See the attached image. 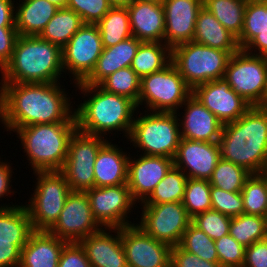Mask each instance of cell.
<instances>
[{
  "mask_svg": "<svg viewBox=\"0 0 267 267\" xmlns=\"http://www.w3.org/2000/svg\"><path fill=\"white\" fill-rule=\"evenodd\" d=\"M0 84V120L7 131L34 124L77 123L59 82Z\"/></svg>",
  "mask_w": 267,
  "mask_h": 267,
  "instance_id": "6da1fadb",
  "label": "cell"
},
{
  "mask_svg": "<svg viewBox=\"0 0 267 267\" xmlns=\"http://www.w3.org/2000/svg\"><path fill=\"white\" fill-rule=\"evenodd\" d=\"M218 143L223 160L261 174L267 165V107L252 106L236 121L223 124Z\"/></svg>",
  "mask_w": 267,
  "mask_h": 267,
  "instance_id": "7a4b0ae2",
  "label": "cell"
},
{
  "mask_svg": "<svg viewBox=\"0 0 267 267\" xmlns=\"http://www.w3.org/2000/svg\"><path fill=\"white\" fill-rule=\"evenodd\" d=\"M76 85L85 96L92 94L74 110L77 130L101 137L110 131H125L128 138L135 118L133 114L138 109L136 103L128 97L107 92L99 85L82 82Z\"/></svg>",
  "mask_w": 267,
  "mask_h": 267,
  "instance_id": "3957f363",
  "label": "cell"
},
{
  "mask_svg": "<svg viewBox=\"0 0 267 267\" xmlns=\"http://www.w3.org/2000/svg\"><path fill=\"white\" fill-rule=\"evenodd\" d=\"M63 70L62 48L39 36H18L1 83H55ZM60 75V76H59Z\"/></svg>",
  "mask_w": 267,
  "mask_h": 267,
  "instance_id": "277c9868",
  "label": "cell"
},
{
  "mask_svg": "<svg viewBox=\"0 0 267 267\" xmlns=\"http://www.w3.org/2000/svg\"><path fill=\"white\" fill-rule=\"evenodd\" d=\"M77 123L34 124L18 128L26 156L34 172L61 171L68 153V143Z\"/></svg>",
  "mask_w": 267,
  "mask_h": 267,
  "instance_id": "5b68a950",
  "label": "cell"
},
{
  "mask_svg": "<svg viewBox=\"0 0 267 267\" xmlns=\"http://www.w3.org/2000/svg\"><path fill=\"white\" fill-rule=\"evenodd\" d=\"M177 113L152 112L134 118L128 139L139 147L143 155L174 159L180 143Z\"/></svg>",
  "mask_w": 267,
  "mask_h": 267,
  "instance_id": "8992f818",
  "label": "cell"
},
{
  "mask_svg": "<svg viewBox=\"0 0 267 267\" xmlns=\"http://www.w3.org/2000/svg\"><path fill=\"white\" fill-rule=\"evenodd\" d=\"M231 54L194 41L172 48V60L179 74L193 90L196 86L223 78Z\"/></svg>",
  "mask_w": 267,
  "mask_h": 267,
  "instance_id": "52a82bcc",
  "label": "cell"
},
{
  "mask_svg": "<svg viewBox=\"0 0 267 267\" xmlns=\"http://www.w3.org/2000/svg\"><path fill=\"white\" fill-rule=\"evenodd\" d=\"M37 185L29 204L24 205L30 215L34 231H48L58 219L71 192L61 171H38Z\"/></svg>",
  "mask_w": 267,
  "mask_h": 267,
  "instance_id": "ba28073f",
  "label": "cell"
},
{
  "mask_svg": "<svg viewBox=\"0 0 267 267\" xmlns=\"http://www.w3.org/2000/svg\"><path fill=\"white\" fill-rule=\"evenodd\" d=\"M192 95V89L171 62L163 70L143 76L137 105L145 103L151 112L177 113Z\"/></svg>",
  "mask_w": 267,
  "mask_h": 267,
  "instance_id": "9c48e42d",
  "label": "cell"
},
{
  "mask_svg": "<svg viewBox=\"0 0 267 267\" xmlns=\"http://www.w3.org/2000/svg\"><path fill=\"white\" fill-rule=\"evenodd\" d=\"M223 78L251 106H261L267 87V56L240 49L229 58Z\"/></svg>",
  "mask_w": 267,
  "mask_h": 267,
  "instance_id": "30bf717a",
  "label": "cell"
},
{
  "mask_svg": "<svg viewBox=\"0 0 267 267\" xmlns=\"http://www.w3.org/2000/svg\"><path fill=\"white\" fill-rule=\"evenodd\" d=\"M108 140L78 130L71 136L68 153L61 172L71 191L85 192L94 187V164L100 148Z\"/></svg>",
  "mask_w": 267,
  "mask_h": 267,
  "instance_id": "8fae6325",
  "label": "cell"
},
{
  "mask_svg": "<svg viewBox=\"0 0 267 267\" xmlns=\"http://www.w3.org/2000/svg\"><path fill=\"white\" fill-rule=\"evenodd\" d=\"M142 207L141 221L136 225L170 247L179 245L184 231L192 221L183 203L144 204Z\"/></svg>",
  "mask_w": 267,
  "mask_h": 267,
  "instance_id": "7c38bea8",
  "label": "cell"
},
{
  "mask_svg": "<svg viewBox=\"0 0 267 267\" xmlns=\"http://www.w3.org/2000/svg\"><path fill=\"white\" fill-rule=\"evenodd\" d=\"M103 50L96 24H83L62 48L63 70L73 75L74 83L83 82L94 70Z\"/></svg>",
  "mask_w": 267,
  "mask_h": 267,
  "instance_id": "4fadbf2b",
  "label": "cell"
},
{
  "mask_svg": "<svg viewBox=\"0 0 267 267\" xmlns=\"http://www.w3.org/2000/svg\"><path fill=\"white\" fill-rule=\"evenodd\" d=\"M93 217L104 228H122L133 225L127 214L136 204L127 184L93 187L85 191Z\"/></svg>",
  "mask_w": 267,
  "mask_h": 267,
  "instance_id": "5bb4252c",
  "label": "cell"
},
{
  "mask_svg": "<svg viewBox=\"0 0 267 267\" xmlns=\"http://www.w3.org/2000/svg\"><path fill=\"white\" fill-rule=\"evenodd\" d=\"M86 192L71 191L55 224L48 230L67 242H79L100 231Z\"/></svg>",
  "mask_w": 267,
  "mask_h": 267,
  "instance_id": "9a60e30c",
  "label": "cell"
},
{
  "mask_svg": "<svg viewBox=\"0 0 267 267\" xmlns=\"http://www.w3.org/2000/svg\"><path fill=\"white\" fill-rule=\"evenodd\" d=\"M128 267H170L171 247L146 234L138 225L120 228Z\"/></svg>",
  "mask_w": 267,
  "mask_h": 267,
  "instance_id": "2e32d148",
  "label": "cell"
},
{
  "mask_svg": "<svg viewBox=\"0 0 267 267\" xmlns=\"http://www.w3.org/2000/svg\"><path fill=\"white\" fill-rule=\"evenodd\" d=\"M192 95L222 124L236 121L252 107L233 91L224 78L196 86Z\"/></svg>",
  "mask_w": 267,
  "mask_h": 267,
  "instance_id": "e0dca14e",
  "label": "cell"
},
{
  "mask_svg": "<svg viewBox=\"0 0 267 267\" xmlns=\"http://www.w3.org/2000/svg\"><path fill=\"white\" fill-rule=\"evenodd\" d=\"M220 159L218 142L181 138L173 161L174 166L186 174L187 178L209 180Z\"/></svg>",
  "mask_w": 267,
  "mask_h": 267,
  "instance_id": "ac0fdd59",
  "label": "cell"
},
{
  "mask_svg": "<svg viewBox=\"0 0 267 267\" xmlns=\"http://www.w3.org/2000/svg\"><path fill=\"white\" fill-rule=\"evenodd\" d=\"M173 166V159L164 156L141 155L133 160L129 157L127 185L133 199L144 202Z\"/></svg>",
  "mask_w": 267,
  "mask_h": 267,
  "instance_id": "d6986e66",
  "label": "cell"
},
{
  "mask_svg": "<svg viewBox=\"0 0 267 267\" xmlns=\"http://www.w3.org/2000/svg\"><path fill=\"white\" fill-rule=\"evenodd\" d=\"M165 16L164 42L171 49L194 38L197 15L203 0H162Z\"/></svg>",
  "mask_w": 267,
  "mask_h": 267,
  "instance_id": "ffe728a7",
  "label": "cell"
},
{
  "mask_svg": "<svg viewBox=\"0 0 267 267\" xmlns=\"http://www.w3.org/2000/svg\"><path fill=\"white\" fill-rule=\"evenodd\" d=\"M127 9L132 36L141 42H163L165 16L162 2L133 0Z\"/></svg>",
  "mask_w": 267,
  "mask_h": 267,
  "instance_id": "44dd1931",
  "label": "cell"
},
{
  "mask_svg": "<svg viewBox=\"0 0 267 267\" xmlns=\"http://www.w3.org/2000/svg\"><path fill=\"white\" fill-rule=\"evenodd\" d=\"M185 114L179 122L181 138L203 141L218 142L222 133L223 124L201 102L191 95L184 103ZM182 125V126H181Z\"/></svg>",
  "mask_w": 267,
  "mask_h": 267,
  "instance_id": "7402d4cb",
  "label": "cell"
},
{
  "mask_svg": "<svg viewBox=\"0 0 267 267\" xmlns=\"http://www.w3.org/2000/svg\"><path fill=\"white\" fill-rule=\"evenodd\" d=\"M106 230L101 229L79 241L91 267H128L120 228H108L117 232L113 236Z\"/></svg>",
  "mask_w": 267,
  "mask_h": 267,
  "instance_id": "603a6c76",
  "label": "cell"
},
{
  "mask_svg": "<svg viewBox=\"0 0 267 267\" xmlns=\"http://www.w3.org/2000/svg\"><path fill=\"white\" fill-rule=\"evenodd\" d=\"M237 41L240 49L245 52L267 56V0L247 1L243 28ZM254 48L256 54L253 52Z\"/></svg>",
  "mask_w": 267,
  "mask_h": 267,
  "instance_id": "cb8c5ba5",
  "label": "cell"
},
{
  "mask_svg": "<svg viewBox=\"0 0 267 267\" xmlns=\"http://www.w3.org/2000/svg\"><path fill=\"white\" fill-rule=\"evenodd\" d=\"M66 243L48 231H33L21 249L19 267H58Z\"/></svg>",
  "mask_w": 267,
  "mask_h": 267,
  "instance_id": "d4e9b609",
  "label": "cell"
},
{
  "mask_svg": "<svg viewBox=\"0 0 267 267\" xmlns=\"http://www.w3.org/2000/svg\"><path fill=\"white\" fill-rule=\"evenodd\" d=\"M140 43L141 41L131 36L116 45L103 48L94 70L82 83L99 85L117 70L130 67Z\"/></svg>",
  "mask_w": 267,
  "mask_h": 267,
  "instance_id": "484cf974",
  "label": "cell"
},
{
  "mask_svg": "<svg viewBox=\"0 0 267 267\" xmlns=\"http://www.w3.org/2000/svg\"><path fill=\"white\" fill-rule=\"evenodd\" d=\"M117 147L107 141L100 148L94 164V187L127 184L129 157Z\"/></svg>",
  "mask_w": 267,
  "mask_h": 267,
  "instance_id": "4316f807",
  "label": "cell"
},
{
  "mask_svg": "<svg viewBox=\"0 0 267 267\" xmlns=\"http://www.w3.org/2000/svg\"><path fill=\"white\" fill-rule=\"evenodd\" d=\"M192 41L228 51L231 55L240 50L237 38L204 7L198 12Z\"/></svg>",
  "mask_w": 267,
  "mask_h": 267,
  "instance_id": "83f0119b",
  "label": "cell"
},
{
  "mask_svg": "<svg viewBox=\"0 0 267 267\" xmlns=\"http://www.w3.org/2000/svg\"><path fill=\"white\" fill-rule=\"evenodd\" d=\"M15 9V28L20 36H39L58 7L47 0H23Z\"/></svg>",
  "mask_w": 267,
  "mask_h": 267,
  "instance_id": "f1b7e54d",
  "label": "cell"
},
{
  "mask_svg": "<svg viewBox=\"0 0 267 267\" xmlns=\"http://www.w3.org/2000/svg\"><path fill=\"white\" fill-rule=\"evenodd\" d=\"M33 231L30 215L25 206H0L1 241H12L21 250Z\"/></svg>",
  "mask_w": 267,
  "mask_h": 267,
  "instance_id": "f546056e",
  "label": "cell"
},
{
  "mask_svg": "<svg viewBox=\"0 0 267 267\" xmlns=\"http://www.w3.org/2000/svg\"><path fill=\"white\" fill-rule=\"evenodd\" d=\"M172 49L161 42H141L131 68L140 77L163 70L171 63Z\"/></svg>",
  "mask_w": 267,
  "mask_h": 267,
  "instance_id": "4dcf8cb0",
  "label": "cell"
},
{
  "mask_svg": "<svg viewBox=\"0 0 267 267\" xmlns=\"http://www.w3.org/2000/svg\"><path fill=\"white\" fill-rule=\"evenodd\" d=\"M83 24L81 17L72 9L59 8L39 37L63 48Z\"/></svg>",
  "mask_w": 267,
  "mask_h": 267,
  "instance_id": "1f68e13d",
  "label": "cell"
},
{
  "mask_svg": "<svg viewBox=\"0 0 267 267\" xmlns=\"http://www.w3.org/2000/svg\"><path fill=\"white\" fill-rule=\"evenodd\" d=\"M96 25L103 48L116 45L132 36L127 7H112Z\"/></svg>",
  "mask_w": 267,
  "mask_h": 267,
  "instance_id": "d6a6232c",
  "label": "cell"
},
{
  "mask_svg": "<svg viewBox=\"0 0 267 267\" xmlns=\"http://www.w3.org/2000/svg\"><path fill=\"white\" fill-rule=\"evenodd\" d=\"M248 0H203V7L237 39L241 35Z\"/></svg>",
  "mask_w": 267,
  "mask_h": 267,
  "instance_id": "836d02e7",
  "label": "cell"
},
{
  "mask_svg": "<svg viewBox=\"0 0 267 267\" xmlns=\"http://www.w3.org/2000/svg\"><path fill=\"white\" fill-rule=\"evenodd\" d=\"M229 234L245 248L249 247L267 238V217L247 214L231 217Z\"/></svg>",
  "mask_w": 267,
  "mask_h": 267,
  "instance_id": "e575fe53",
  "label": "cell"
},
{
  "mask_svg": "<svg viewBox=\"0 0 267 267\" xmlns=\"http://www.w3.org/2000/svg\"><path fill=\"white\" fill-rule=\"evenodd\" d=\"M187 180L188 178L186 174L179 168L173 166L156 185L150 196L141 204L182 202Z\"/></svg>",
  "mask_w": 267,
  "mask_h": 267,
  "instance_id": "d590c367",
  "label": "cell"
},
{
  "mask_svg": "<svg viewBox=\"0 0 267 267\" xmlns=\"http://www.w3.org/2000/svg\"><path fill=\"white\" fill-rule=\"evenodd\" d=\"M244 214L267 217V180L262 174H251L242 188Z\"/></svg>",
  "mask_w": 267,
  "mask_h": 267,
  "instance_id": "8d00e7d4",
  "label": "cell"
},
{
  "mask_svg": "<svg viewBox=\"0 0 267 267\" xmlns=\"http://www.w3.org/2000/svg\"><path fill=\"white\" fill-rule=\"evenodd\" d=\"M251 174L244 167L221 158L209 179V183L211 186L223 189L224 191L241 192Z\"/></svg>",
  "mask_w": 267,
  "mask_h": 267,
  "instance_id": "74e56055",
  "label": "cell"
},
{
  "mask_svg": "<svg viewBox=\"0 0 267 267\" xmlns=\"http://www.w3.org/2000/svg\"><path fill=\"white\" fill-rule=\"evenodd\" d=\"M140 84V77L131 67H126L112 73L99 86L107 92L128 97L137 104L140 95Z\"/></svg>",
  "mask_w": 267,
  "mask_h": 267,
  "instance_id": "f35d334b",
  "label": "cell"
},
{
  "mask_svg": "<svg viewBox=\"0 0 267 267\" xmlns=\"http://www.w3.org/2000/svg\"><path fill=\"white\" fill-rule=\"evenodd\" d=\"M179 246L209 262H219L215 242L192 222L184 231Z\"/></svg>",
  "mask_w": 267,
  "mask_h": 267,
  "instance_id": "ab89813d",
  "label": "cell"
},
{
  "mask_svg": "<svg viewBox=\"0 0 267 267\" xmlns=\"http://www.w3.org/2000/svg\"><path fill=\"white\" fill-rule=\"evenodd\" d=\"M210 189L209 180L188 178L182 203L191 218L211 209Z\"/></svg>",
  "mask_w": 267,
  "mask_h": 267,
  "instance_id": "60d3db41",
  "label": "cell"
},
{
  "mask_svg": "<svg viewBox=\"0 0 267 267\" xmlns=\"http://www.w3.org/2000/svg\"><path fill=\"white\" fill-rule=\"evenodd\" d=\"M191 222L215 241L229 234L231 217L210 209L196 214Z\"/></svg>",
  "mask_w": 267,
  "mask_h": 267,
  "instance_id": "b9f144b4",
  "label": "cell"
},
{
  "mask_svg": "<svg viewBox=\"0 0 267 267\" xmlns=\"http://www.w3.org/2000/svg\"><path fill=\"white\" fill-rule=\"evenodd\" d=\"M211 209L229 217L244 214V205L241 192H228L211 186Z\"/></svg>",
  "mask_w": 267,
  "mask_h": 267,
  "instance_id": "7bdbcfd3",
  "label": "cell"
},
{
  "mask_svg": "<svg viewBox=\"0 0 267 267\" xmlns=\"http://www.w3.org/2000/svg\"><path fill=\"white\" fill-rule=\"evenodd\" d=\"M214 242L221 267L243 266L246 248L239 244L230 234Z\"/></svg>",
  "mask_w": 267,
  "mask_h": 267,
  "instance_id": "ee69618b",
  "label": "cell"
},
{
  "mask_svg": "<svg viewBox=\"0 0 267 267\" xmlns=\"http://www.w3.org/2000/svg\"><path fill=\"white\" fill-rule=\"evenodd\" d=\"M67 8L75 11L84 24H97L112 7L107 0H68Z\"/></svg>",
  "mask_w": 267,
  "mask_h": 267,
  "instance_id": "f6af8a7d",
  "label": "cell"
},
{
  "mask_svg": "<svg viewBox=\"0 0 267 267\" xmlns=\"http://www.w3.org/2000/svg\"><path fill=\"white\" fill-rule=\"evenodd\" d=\"M58 267H91L79 242H67L60 254Z\"/></svg>",
  "mask_w": 267,
  "mask_h": 267,
  "instance_id": "bcb514c9",
  "label": "cell"
},
{
  "mask_svg": "<svg viewBox=\"0 0 267 267\" xmlns=\"http://www.w3.org/2000/svg\"><path fill=\"white\" fill-rule=\"evenodd\" d=\"M170 267H221L219 262H209L183 250L179 245L171 247Z\"/></svg>",
  "mask_w": 267,
  "mask_h": 267,
  "instance_id": "7dc6e473",
  "label": "cell"
},
{
  "mask_svg": "<svg viewBox=\"0 0 267 267\" xmlns=\"http://www.w3.org/2000/svg\"><path fill=\"white\" fill-rule=\"evenodd\" d=\"M18 36L15 27H0V71L11 60Z\"/></svg>",
  "mask_w": 267,
  "mask_h": 267,
  "instance_id": "c3c4849f",
  "label": "cell"
},
{
  "mask_svg": "<svg viewBox=\"0 0 267 267\" xmlns=\"http://www.w3.org/2000/svg\"><path fill=\"white\" fill-rule=\"evenodd\" d=\"M242 267H267V238L246 247Z\"/></svg>",
  "mask_w": 267,
  "mask_h": 267,
  "instance_id": "681fc988",
  "label": "cell"
},
{
  "mask_svg": "<svg viewBox=\"0 0 267 267\" xmlns=\"http://www.w3.org/2000/svg\"><path fill=\"white\" fill-rule=\"evenodd\" d=\"M21 250L12 241L0 240V267H19Z\"/></svg>",
  "mask_w": 267,
  "mask_h": 267,
  "instance_id": "f907efd6",
  "label": "cell"
},
{
  "mask_svg": "<svg viewBox=\"0 0 267 267\" xmlns=\"http://www.w3.org/2000/svg\"><path fill=\"white\" fill-rule=\"evenodd\" d=\"M15 1L0 0V27H15Z\"/></svg>",
  "mask_w": 267,
  "mask_h": 267,
  "instance_id": "816d5d0a",
  "label": "cell"
},
{
  "mask_svg": "<svg viewBox=\"0 0 267 267\" xmlns=\"http://www.w3.org/2000/svg\"><path fill=\"white\" fill-rule=\"evenodd\" d=\"M11 166L0 161V198L11 194L10 178H12Z\"/></svg>",
  "mask_w": 267,
  "mask_h": 267,
  "instance_id": "f5cc1de1",
  "label": "cell"
},
{
  "mask_svg": "<svg viewBox=\"0 0 267 267\" xmlns=\"http://www.w3.org/2000/svg\"><path fill=\"white\" fill-rule=\"evenodd\" d=\"M111 7H127L133 0H107Z\"/></svg>",
  "mask_w": 267,
  "mask_h": 267,
  "instance_id": "db71d44e",
  "label": "cell"
},
{
  "mask_svg": "<svg viewBox=\"0 0 267 267\" xmlns=\"http://www.w3.org/2000/svg\"><path fill=\"white\" fill-rule=\"evenodd\" d=\"M47 1L56 5L58 8H66L68 4V0H47Z\"/></svg>",
  "mask_w": 267,
  "mask_h": 267,
  "instance_id": "11a10c76",
  "label": "cell"
},
{
  "mask_svg": "<svg viewBox=\"0 0 267 267\" xmlns=\"http://www.w3.org/2000/svg\"><path fill=\"white\" fill-rule=\"evenodd\" d=\"M261 107H267V87H266V91H265V95H264V102L261 105Z\"/></svg>",
  "mask_w": 267,
  "mask_h": 267,
  "instance_id": "9f6ffc18",
  "label": "cell"
},
{
  "mask_svg": "<svg viewBox=\"0 0 267 267\" xmlns=\"http://www.w3.org/2000/svg\"><path fill=\"white\" fill-rule=\"evenodd\" d=\"M261 174L267 180V165L264 167V169L262 170Z\"/></svg>",
  "mask_w": 267,
  "mask_h": 267,
  "instance_id": "6f0895ef",
  "label": "cell"
},
{
  "mask_svg": "<svg viewBox=\"0 0 267 267\" xmlns=\"http://www.w3.org/2000/svg\"><path fill=\"white\" fill-rule=\"evenodd\" d=\"M151 1H157V2H162V0H151Z\"/></svg>",
  "mask_w": 267,
  "mask_h": 267,
  "instance_id": "680465c9",
  "label": "cell"
}]
</instances>
